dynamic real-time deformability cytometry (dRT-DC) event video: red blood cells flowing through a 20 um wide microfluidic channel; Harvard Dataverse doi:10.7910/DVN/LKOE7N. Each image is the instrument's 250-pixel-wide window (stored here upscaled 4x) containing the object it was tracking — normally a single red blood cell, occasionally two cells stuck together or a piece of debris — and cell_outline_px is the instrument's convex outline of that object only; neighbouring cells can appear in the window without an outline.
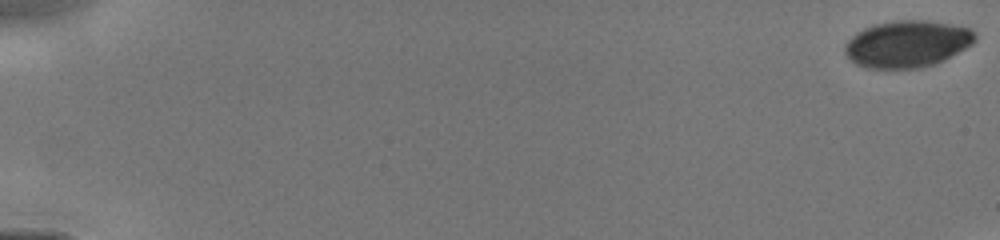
{"species": "human", "species_latin": "Homo sapiens", "temperature_condition": "cold", "stored_images_in_passage": 25, "camera_frame_rate_fps": 3000, "um_per_image_px": 0.085, "donor": {"sex": "male"}, "frame": {"image": 1, "passage_image": 1, "time_ms": 0.0, "image_size_px": [1000, 240], "cell_outline_px": [[976, 40], [972, 44], [944, 60], [920, 68], [868, 68], [856, 64], [844, 52], [844, 44], [856, 32], [872, 24], [896, 20], [928, 20], [952, 24], [968, 28], [976, 32]], "centroid_in_image_um": [77.11, 3.72], "position_along_channel_um": 7.9, "area_um2": 35.6}}
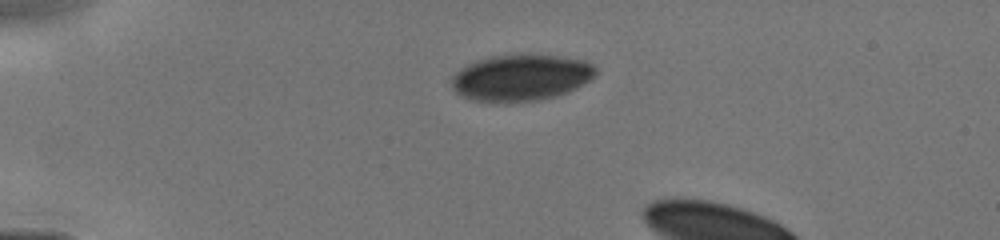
{"frame": {"image": 2, "passage_image": 15, "time_ms": 4.0, "image_size_px": [1000, 240], "cell_outline_px": [[596, 76], [576, 88], [568, 92], [556, 96], [536, 100], [504, 104], [488, 104], [464, 96], [456, 92], [452, 88], [452, 76], [460, 68], [476, 60], [488, 56], [560, 56], [584, 60], [592, 64], [596, 68]], "centroid_in_image_um": [44.26, 6.64], "position_along_channel_um": 40.7, "area_um2": 39.07}}
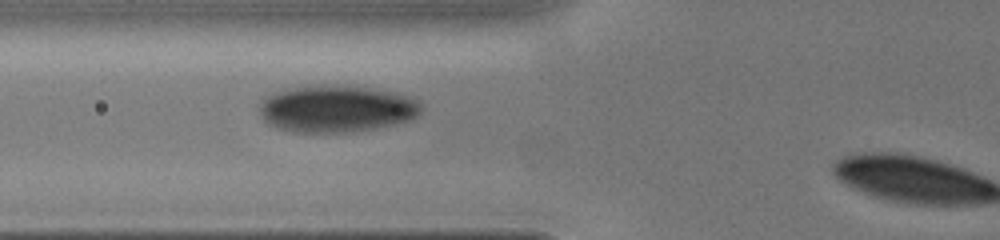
{"frame": {"image": 3, "passage_image": 23, "time_ms": 6.333, "image_size_px": [1000, 240], "cell_outline_px": [[420, 112], [416, 116], [408, 120], [392, 124], [372, 128], [344, 132], [292, 132], [276, 128], [268, 124], [264, 120], [260, 112], [260, 100], [264, 96], [288, 88], [324, 84], [336, 84], [368, 88], [392, 92], [420, 100]], "centroid_in_image_um": [28.53, 9.23], "position_along_channel_um": 97.3, "area_um2": 44.16}}